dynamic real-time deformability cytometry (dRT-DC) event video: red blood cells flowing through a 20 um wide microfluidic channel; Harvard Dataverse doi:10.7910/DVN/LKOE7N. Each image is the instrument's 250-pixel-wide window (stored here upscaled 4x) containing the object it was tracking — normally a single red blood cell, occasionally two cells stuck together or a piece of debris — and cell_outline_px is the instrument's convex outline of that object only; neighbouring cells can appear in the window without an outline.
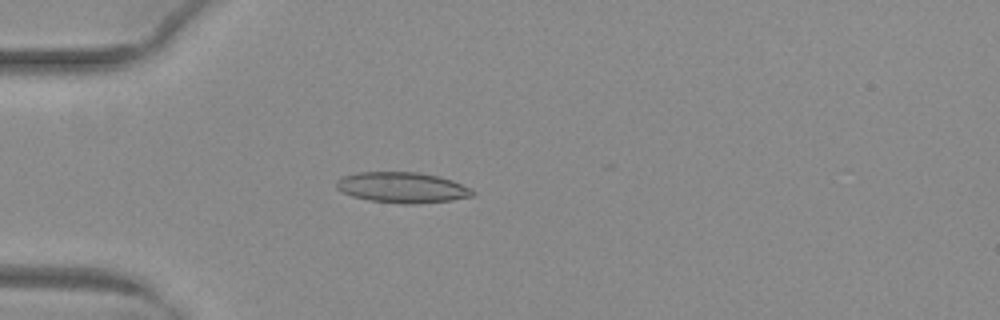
{"species": "common noctule bat (a hibernating species)", "species_latin": "Nyctalus noctula", "temperature_condition": "warm", "stored_images_in_passage": 26, "camera_frame_rate_fps": 3000, "um_per_image_px": 0.085, "animal": {"sex": "female", "body_mass_g": 29.2, "forearm_length_mm": 56.3}, "frame": {"image": 1, "passage_image": 15, "time_ms": 4.667, "image_size_px": [1000, 320], "cell_outline_px": [[476, 196], [452, 200], [416, 204], [404, 204], [368, 200], [352, 196], [336, 188], [336, 180], [344, 176], [360, 172], [420, 172], [440, 176], [452, 180], [472, 188], [476, 192]], "centroid_in_image_um": [34.26, 15.94], "position_along_channel_um": 50.7, "area_um2": 24.57}}
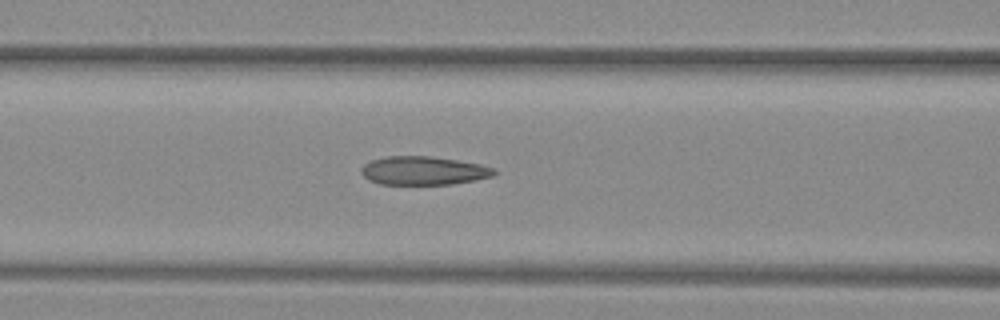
{"frame": {"image": 2, "passage_image": 22, "time_ms": 7.0, "image_size_px": [1000, 320], "cell_outline_px": [[500, 172], [496, 176], [476, 180], [452, 184], [380, 184], [368, 180], [360, 172], [360, 168], [364, 164], [372, 160], [388, 156], [428, 156], [456, 160], [480, 164], [496, 168]], "centroid_in_image_um": [36.05, 14.51], "position_along_channel_um": 130.5, "area_um2": 22.31}}
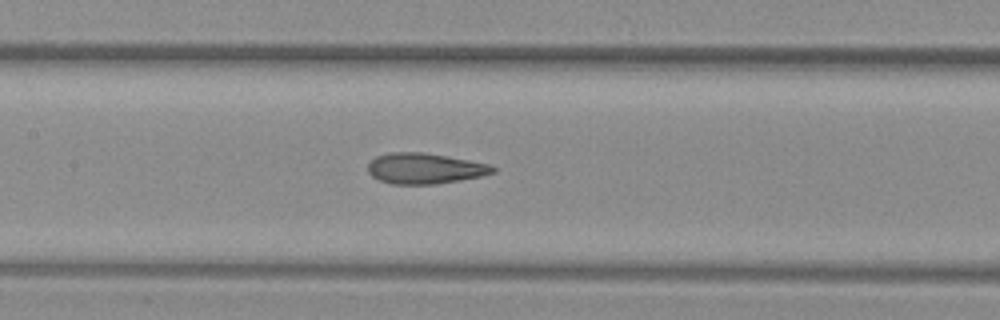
{"frame": {"image": 3, "passage_image": 25, "time_ms": 8.0, "image_size_px": [1000, 320], "cell_outline_px": [[496, 172], [480, 176], [460, 180], [436, 184], [392, 184], [380, 180], [372, 176], [368, 172], [368, 164], [376, 156], [392, 152], [424, 152], [468, 160], [488, 164], [496, 168]], "centroid_in_image_um": [36.09, 14.32], "position_along_channel_um": 171.3, "area_um2": 22.2}}